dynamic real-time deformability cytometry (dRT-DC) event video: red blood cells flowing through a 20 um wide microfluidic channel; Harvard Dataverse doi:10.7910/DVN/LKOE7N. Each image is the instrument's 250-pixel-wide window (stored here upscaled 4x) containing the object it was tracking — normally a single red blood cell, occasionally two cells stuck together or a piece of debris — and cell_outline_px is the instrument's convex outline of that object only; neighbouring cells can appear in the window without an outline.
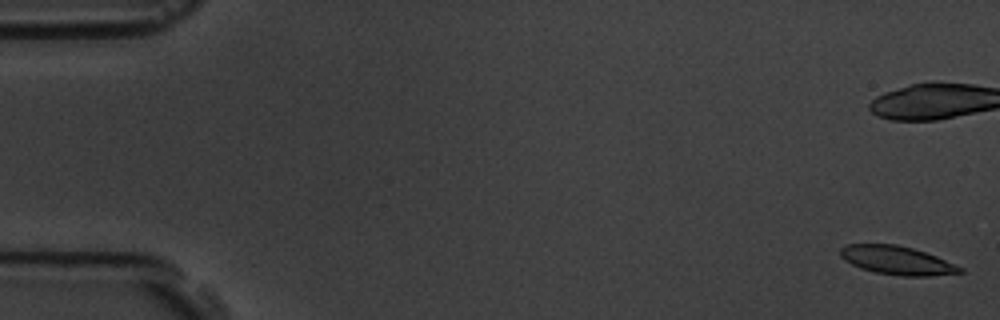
{"species": "common noctule bat (a hibernating species)", "species_latin": "Nyctalus noctula", "temperature_condition": "room temperature", "stored_images_in_passage": 20, "camera_frame_rate_fps": 3000, "um_per_image_px": 0.085, "animal": {"sex": "male", "body_mass_g": 19.5, "forearm_length_mm": 54.6}, "frame": {"image": 1, "passage_image": 1, "time_ms": 0.0, "image_size_px": [1000, 320], "cell_outline_px": [[964, 272], [928, 276], [900, 276], [876, 272], [860, 268], [844, 260], [840, 256], [840, 248], [848, 244], [896, 244], [912, 248], [936, 256], [964, 268]], "centroid_in_image_um": [76.23, 22.13], "position_along_channel_um": 8.8, "area_um2": 19.83}}